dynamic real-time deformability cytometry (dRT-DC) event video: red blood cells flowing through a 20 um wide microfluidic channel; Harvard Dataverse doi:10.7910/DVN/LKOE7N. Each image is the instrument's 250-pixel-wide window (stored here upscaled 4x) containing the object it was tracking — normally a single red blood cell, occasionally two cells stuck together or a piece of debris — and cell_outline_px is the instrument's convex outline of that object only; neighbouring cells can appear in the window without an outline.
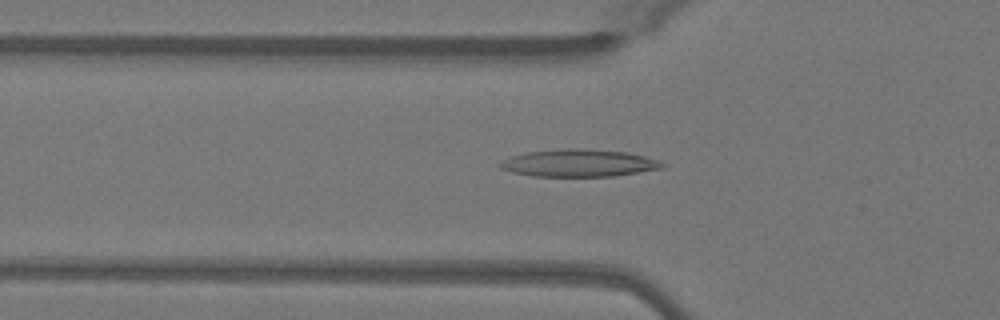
{"species": "Egyptian fruit bat (a non-hibernating species)", "species_latin": "Rousettus aegyptiacus", "temperature_condition": "warm", "stored_images_in_passage": 50, "camera_frame_rate_fps": 3000, "um_per_image_px": 0.085, "animal": {"sex": "female"}, "frame": {"image": 1, "passage_image": 17, "time_ms": 5.333, "image_size_px": [1000, 320], "cell_outline_px": [[664, 168], [616, 176], [532, 176], [512, 172], [500, 168], [500, 164], [504, 160], [512, 156], [528, 152], [568, 148], [580, 148], [624, 152], [644, 156], [660, 160], [664, 164]], "centroid_in_image_um": [49.24, 13.86], "position_along_channel_um": 76.6, "area_um2": 25.66}}
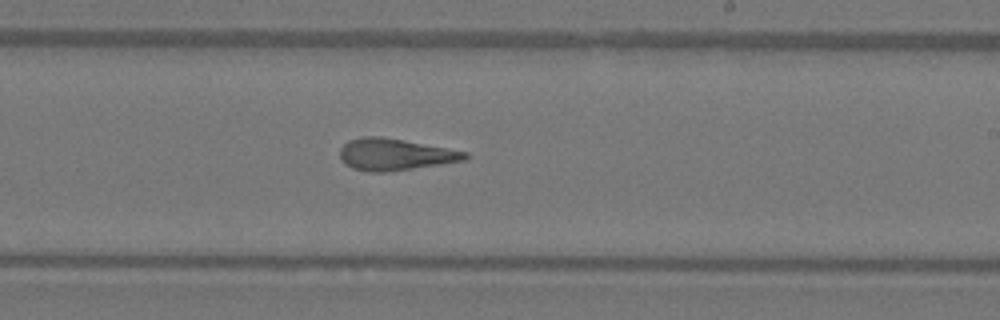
{"frame": {"image": 2, "passage_image": 30, "time_ms": 9.667, "image_size_px": [1000, 320], "cell_outline_px": [[468, 156], [464, 160], [440, 164], [384, 172], [368, 172], [352, 168], [344, 164], [340, 160], [340, 148], [348, 140], [364, 136], [380, 136], [468, 152]], "centroid_in_image_um": [33.5, 13.13], "position_along_channel_um": 255.5, "area_um2": 22.89}}
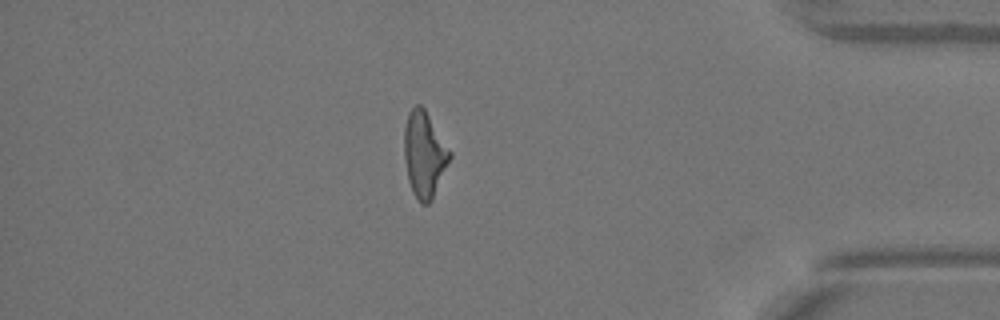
{"frame": {"image": 3, "passage_image": 43, "time_ms": 14.0, "image_size_px": [1000, 320], "cell_outline_px": [[452, 156], [432, 200], [428, 204], [420, 204], [412, 192], [408, 180], [404, 156], [404, 128], [408, 112], [416, 104], [420, 104], [424, 108], [452, 152]], "centroid_in_image_um": [36.07, 13.13], "position_along_channel_um": 399.1, "area_um2": 22.95}, "authors_computed_cell_mechanics": {"area_um2": 23.3223, "velocity_mm_per_s": 4.1093, "shape_relaxation_time_tau1_ms": 10.8894, "shape_relaxation_time_tau2_ms": 3.5177, "deformation_change_tau1": 0.2984, "deformation_change_tau2": 0.1444}}